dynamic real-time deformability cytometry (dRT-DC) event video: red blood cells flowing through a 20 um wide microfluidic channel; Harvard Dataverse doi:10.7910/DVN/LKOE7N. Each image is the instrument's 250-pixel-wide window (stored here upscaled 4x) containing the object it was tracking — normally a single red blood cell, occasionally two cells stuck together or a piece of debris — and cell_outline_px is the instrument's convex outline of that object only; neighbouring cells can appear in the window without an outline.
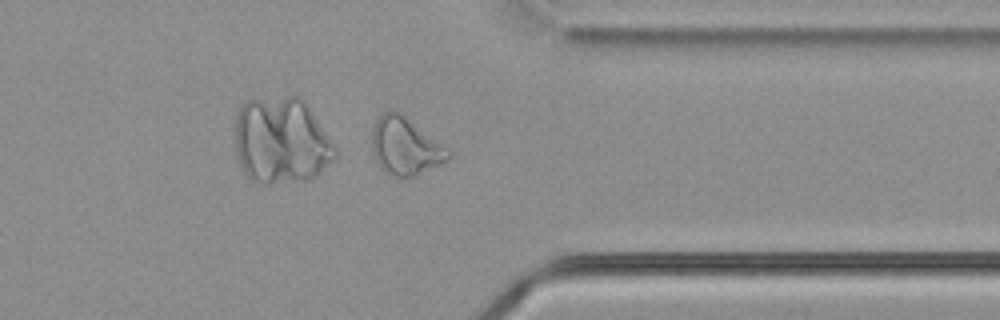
{"species": "common noctule bat (a hibernating species)", "species_latin": "Nyctalus noctula", "temperature_condition": "cold", "stored_images_in_passage": 36, "camera_frame_rate_fps": 3000, "um_per_image_px": 0.085, "animal": {"sex": "male", "body_mass_g": 21.5, "forearm_length_mm": 52.0}, "frame": {"image": 1, "passage_image": 26, "time_ms": 8.333, "image_size_px": [1000, 320], "cell_outline_px": [[452, 156], [440, 164], [412, 176], [388, 176], [384, 172], [376, 160], [372, 152], [372, 132], [376, 120], [388, 108], [400, 112], [452, 152]], "centroid_in_image_um": [34.41, 12.42], "position_along_channel_um": 377.0, "area_um2": 25.26}}